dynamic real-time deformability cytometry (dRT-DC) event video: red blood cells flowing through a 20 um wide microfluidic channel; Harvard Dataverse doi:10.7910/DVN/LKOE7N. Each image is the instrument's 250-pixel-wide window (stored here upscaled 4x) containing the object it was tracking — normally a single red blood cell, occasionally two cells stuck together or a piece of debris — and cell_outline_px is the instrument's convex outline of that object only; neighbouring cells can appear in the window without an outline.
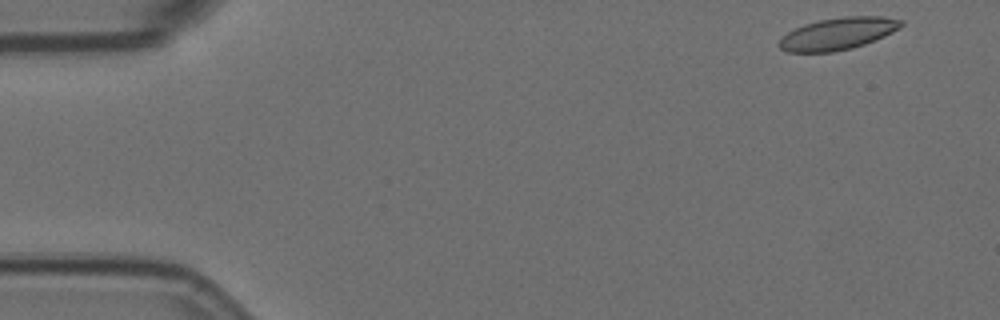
{"species": "Egyptian fruit bat (a non-hibernating species)", "species_latin": "Rousettus aegyptiacus", "temperature_condition": "room temperature", "stored_images_in_passage": 4, "camera_frame_rate_fps": 3000, "um_per_image_px": 0.085, "animal": {"sex": "female"}, "frame": {"image": 1, "passage_image": 1, "time_ms": 0.0, "image_size_px": [1000, 320], "cell_outline_px": [[904, 24], [900, 28], [884, 36], [864, 44], [852, 48], [832, 52], [788, 52], [780, 48], [776, 44], [788, 32], [804, 24], [820, 20], [844, 16], [880, 16], [904, 20]], "centroid_in_image_um": [71.24, 2.86], "position_along_channel_um": 13.8, "area_um2": 22.72}}